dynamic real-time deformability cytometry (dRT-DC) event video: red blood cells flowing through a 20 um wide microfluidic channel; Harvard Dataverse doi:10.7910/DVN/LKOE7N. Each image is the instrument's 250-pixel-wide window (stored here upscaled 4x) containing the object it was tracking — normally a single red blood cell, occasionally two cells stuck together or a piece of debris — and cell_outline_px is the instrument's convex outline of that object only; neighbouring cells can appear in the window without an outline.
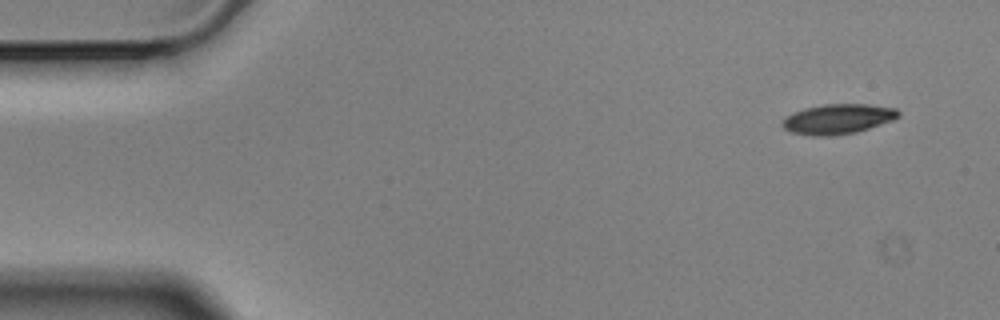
{"species": "Egyptian fruit bat (a non-hibernating species)", "species_latin": "Rousettus aegyptiacus", "temperature_condition": "cold", "stored_images_in_passage": 4, "camera_frame_rate_fps": 3000, "um_per_image_px": 0.085, "animal": {"sex": "male"}, "frame": {"image": 1, "passage_image": 1, "time_ms": 0.0, "image_size_px": [1000, 320], "cell_outline_px": [[900, 116], [892, 120], [856, 132], [832, 136], [812, 136], [792, 132], [784, 128], [780, 124], [792, 112], [804, 108], [824, 104], [868, 104], [896, 108], [900, 112]], "centroid_in_image_um": [71.22, 10.11], "position_along_channel_um": 13.8, "area_um2": 20.23}}
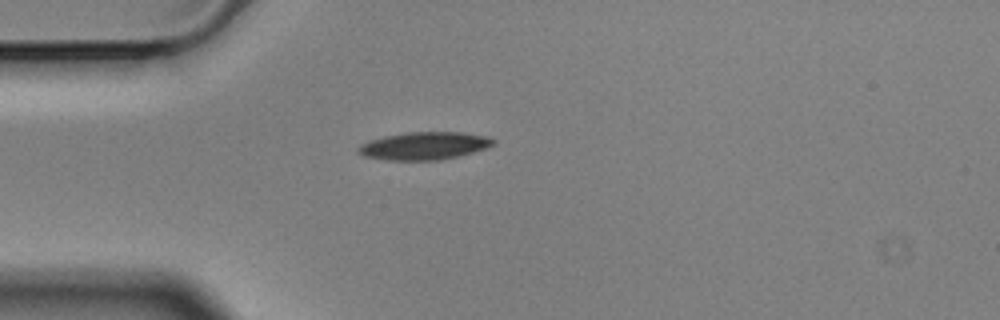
{"frame": {"image": 2, "passage_image": 4, "time_ms": 1.0, "image_size_px": [1000, 320], "cell_outline_px": [[496, 144], [488, 148], [460, 156], [440, 160], [388, 160], [364, 156], [356, 152], [356, 148], [360, 144], [384, 136], [408, 132], [464, 132], [488, 136], [496, 140]], "centroid_in_image_um": [36.11, 12.39], "position_along_channel_um": 48.9, "area_um2": 22.08}}